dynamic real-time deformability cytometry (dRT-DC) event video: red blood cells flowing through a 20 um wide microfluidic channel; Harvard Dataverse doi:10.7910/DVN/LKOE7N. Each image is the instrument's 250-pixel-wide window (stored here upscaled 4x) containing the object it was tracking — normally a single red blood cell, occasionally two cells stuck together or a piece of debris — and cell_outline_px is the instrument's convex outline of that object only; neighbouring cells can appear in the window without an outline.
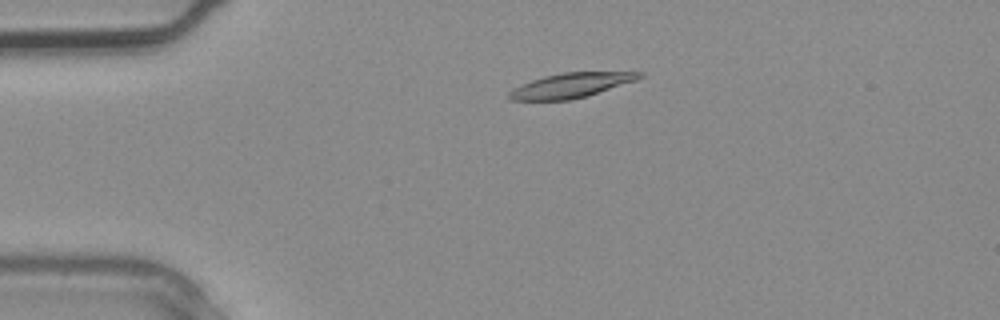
{"species": "common noctule bat (a hibernating species)", "species_latin": "Nyctalus noctula", "temperature_condition": "warm", "stored_images_in_passage": 3, "camera_frame_rate_fps": 3000, "um_per_image_px": 0.085, "animal": {"sex": "male", "body_mass_g": 20.4}, "frame": {"image": 1, "passage_image": 2, "time_ms": 0.333, "image_size_px": [1000, 320], "cell_outline_px": [[644, 76], [636, 80], [584, 96], [568, 100], [508, 100], [508, 92], [512, 88], [532, 80], [544, 76], [564, 72], [644, 72]], "centroid_in_image_um": [48.48, 7.25], "position_along_channel_um": 36.5, "area_um2": 18.44}}
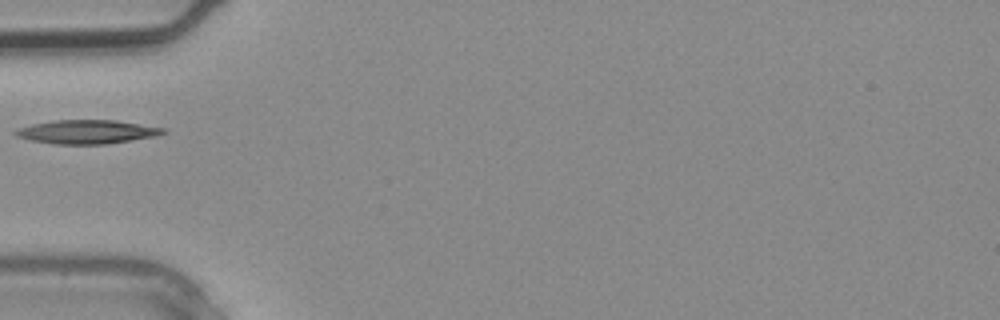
{"frame": {"image": 2, "passage_image": 3, "time_ms": 0.667, "image_size_px": [1000, 320], "cell_outline_px": [[168, 132], [156, 136], [132, 140], [104, 144], [52, 144], [28, 140], [16, 136], [12, 132], [20, 128], [32, 124], [52, 120], [116, 120], [168, 128]], "centroid_in_image_um": [7.42, 11.2], "position_along_channel_um": 77.6, "area_um2": 20.69}}